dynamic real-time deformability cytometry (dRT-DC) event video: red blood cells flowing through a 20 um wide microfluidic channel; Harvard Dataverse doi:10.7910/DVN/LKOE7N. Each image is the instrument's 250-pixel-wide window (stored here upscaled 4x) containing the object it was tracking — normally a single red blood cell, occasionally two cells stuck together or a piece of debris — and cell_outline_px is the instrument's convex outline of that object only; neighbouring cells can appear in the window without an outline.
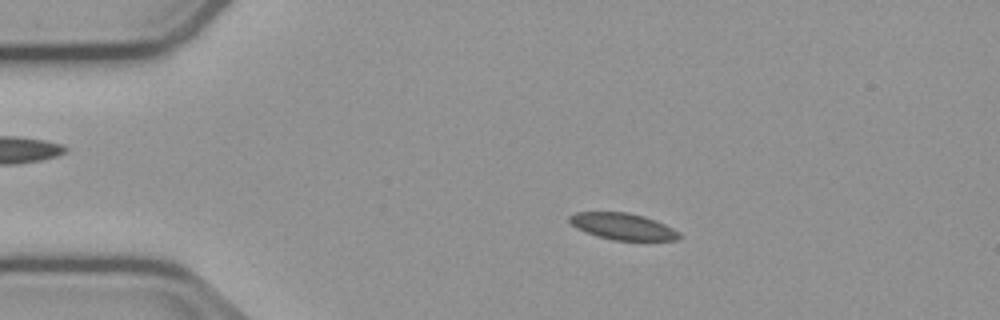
{"species": "common noctule bat (a hibernating species)", "species_latin": "Nyctalus noctula", "temperature_condition": "cold", "stored_images_in_passage": 54, "camera_frame_rate_fps": 3000, "um_per_image_px": 0.085, "animal": {"sex": "male", "body_mass_g": 23.1, "forearm_length_mm": 52.7}, "frame": {"image": 1, "passage_image": 10, "time_ms": 3.0, "image_size_px": [1000, 320], "cell_outline_px": [[684, 236], [676, 240], [612, 240], [596, 236], [576, 228], [568, 220], [568, 216], [576, 212], [628, 212], [644, 216], [656, 220], [680, 232]], "centroid_in_image_um": [52.94, 19.24], "position_along_channel_um": 32.1, "area_um2": 17.11}}
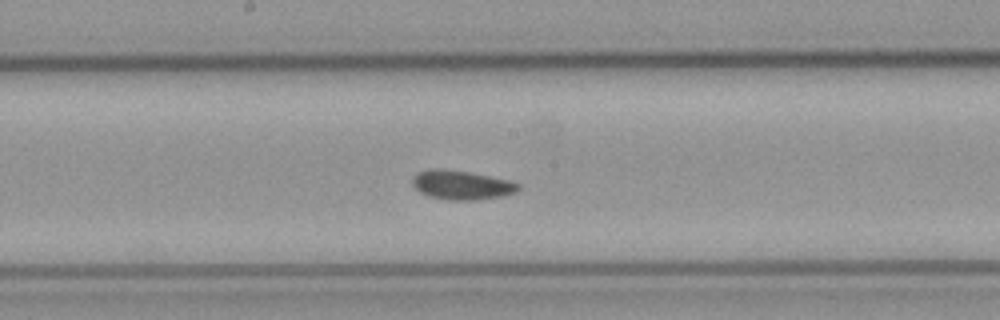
{"frame": {"image": 2, "passage_image": 28, "time_ms": 9.0, "image_size_px": [1000, 320], "cell_outline_px": [[520, 188], [516, 192], [504, 196], [476, 200], [448, 200], [428, 196], [420, 192], [412, 184], [412, 176], [416, 172], [428, 168], [444, 168], [468, 172], [508, 180], [520, 184]], "centroid_in_image_um": [39.19, 15.72], "position_along_channel_um": 209.0, "area_um2": 18.21}}
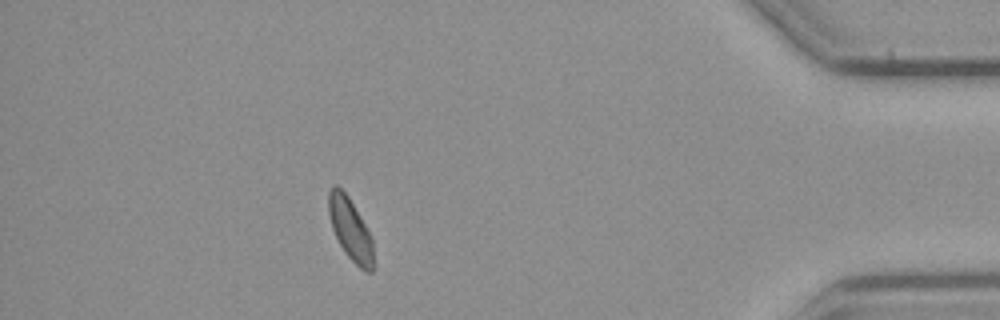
{"frame": {"image": 3, "passage_image": 48, "time_ms": 15.667, "image_size_px": [1000, 320], "cell_outline_px": [[372, 272], [364, 272], [344, 252], [332, 228], [328, 212], [328, 192], [332, 184], [336, 184], [348, 196], [372, 236]], "centroid_in_image_um": [29.75, 19.45], "position_along_channel_um": 405.4, "area_um2": 16.07}, "authors_computed_cell_mechanics": {"area_um2": 17.2822, "velocity_mm_per_s": 3.7281, "shape_relaxation_time_tau1_ms": null, "shape_relaxation_time_tau2_ms": 5.2403, "deformation_change_tau1": null, "deformation_change_tau2": 0.1063}}